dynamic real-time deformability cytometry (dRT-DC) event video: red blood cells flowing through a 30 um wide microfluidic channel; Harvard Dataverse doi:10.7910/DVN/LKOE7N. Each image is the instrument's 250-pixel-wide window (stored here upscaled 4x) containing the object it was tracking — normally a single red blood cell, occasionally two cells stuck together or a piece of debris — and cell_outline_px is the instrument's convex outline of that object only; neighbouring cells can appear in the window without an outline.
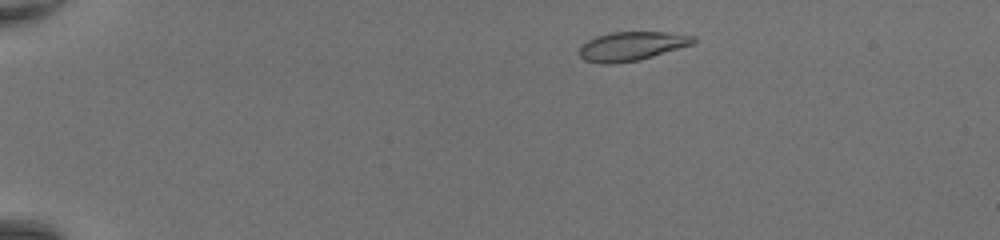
{"species": "common noctule bat (a hibernating species)", "species_latin": "Nyctalus noctula", "temperature_condition": "room temperature", "stored_images_in_passage": 43, "camera_frame_rate_fps": 3000, "um_per_image_px": 0.085, "animal": {"sex": "female", "body_mass_g": 20.0, "forearm_length_mm": 54.0}, "frame": {"image": 1, "passage_image": 4, "time_ms": 1.0, "image_size_px": [1000, 240], "cell_outline_px": [[696, 40], [692, 44], [640, 60], [612, 64], [600, 64], [584, 60], [580, 56], [580, 44], [596, 36], [612, 32], [668, 32], [696, 36]], "centroid_in_image_um": [53.67, 3.92], "position_along_channel_um": 31.3, "area_um2": 19.31}}
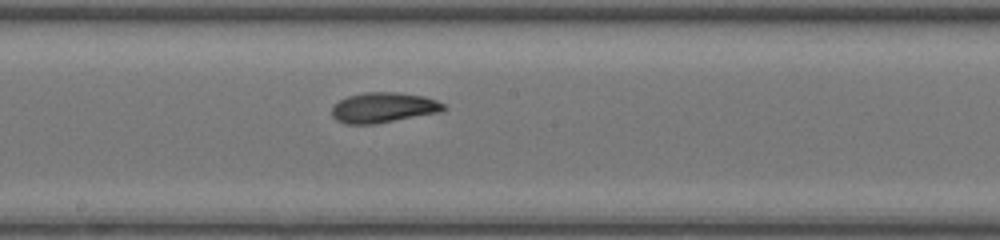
{"frame": {"image": 2, "passage_image": 23, "time_ms": 7.333, "image_size_px": [1000, 240], "cell_outline_px": [[448, 108], [440, 112], [376, 124], [344, 124], [336, 120], [332, 116], [332, 104], [348, 96], [364, 92], [396, 92], [424, 96], [436, 100], [444, 104]], "centroid_in_image_um": [32.57, 9.15], "position_along_channel_um": 215.6, "area_um2": 19.88}}
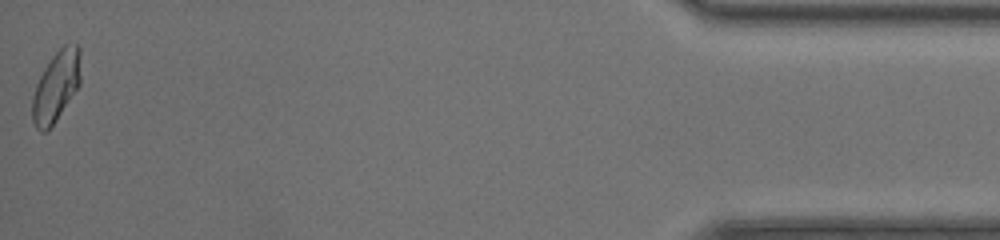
{"frame": {"image": 3, "passage_image": 43, "time_ms": 14.0, "image_size_px": [1000, 240], "cell_outline_px": [[80, 84], [56, 120], [44, 132], [40, 132], [36, 128], [32, 120], [32, 96], [36, 84], [44, 68], [52, 56], [64, 44], [76, 44], [80, 48]], "centroid_in_image_um": [4.76, 7.33], "position_along_channel_um": 430.4, "area_um2": 19.71}, "authors_computed_cell_mechanics": {"area_um2": 19.4786, "velocity_mm_per_s": 4.3961, "shape_relaxation_time_tau1_ms": 4.2601, "shape_relaxation_time_tau2_ms": 1.6332, "deformation_change_tau1": 0.1797, "deformation_change_tau2": 0.0746}}